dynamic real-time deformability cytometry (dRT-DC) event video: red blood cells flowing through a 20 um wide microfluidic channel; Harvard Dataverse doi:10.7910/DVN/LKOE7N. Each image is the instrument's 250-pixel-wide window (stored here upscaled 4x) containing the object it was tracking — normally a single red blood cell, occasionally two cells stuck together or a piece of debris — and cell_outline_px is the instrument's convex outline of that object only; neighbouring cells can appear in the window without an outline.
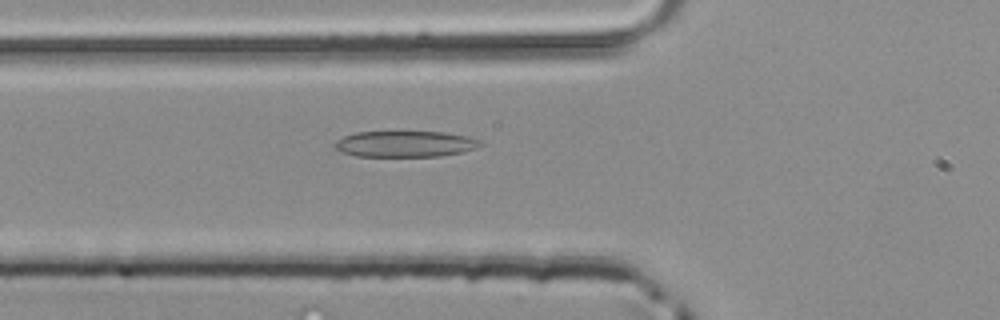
{"species": "common noctule bat (a hibernating species)", "species_latin": "Nyctalus noctula", "temperature_condition": "room temperature", "stored_images_in_passage": 36, "camera_frame_rate_fps": 3000, "um_per_image_px": 0.085, "animal": {"sex": "male", "body_mass_g": 20.4}, "frame": {"image": 1, "passage_image": 11, "time_ms": 3.333, "image_size_px": [1000, 320], "cell_outline_px": [[484, 144], [476, 148], [464, 152], [440, 156], [356, 156], [344, 152], [336, 148], [332, 144], [336, 140], [344, 136], [356, 132], [444, 132], [468, 136], [480, 140]], "centroid_in_image_um": [34.47, 12.23], "position_along_channel_um": 91.3, "area_um2": 22.14}}
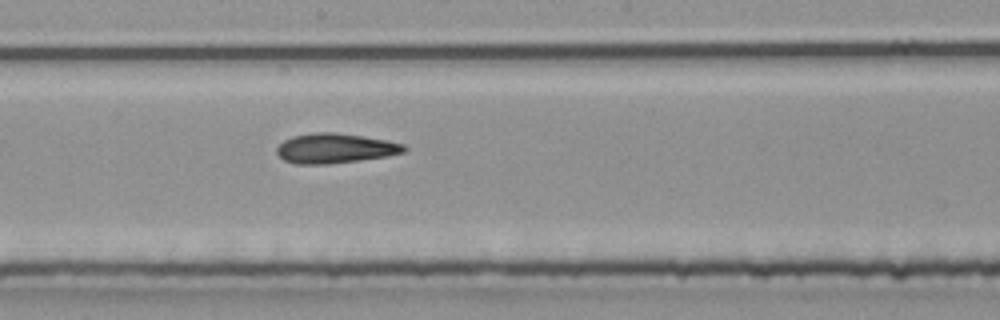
{"frame": {"image": 2, "passage_image": 20, "time_ms": 6.333, "image_size_px": [1000, 320], "cell_outline_px": [[408, 148], [404, 152], [388, 156], [360, 160], [328, 164], [292, 164], [284, 160], [276, 152], [276, 148], [284, 140], [292, 136], [312, 132], [332, 132], [364, 136], [388, 140], [404, 144]], "centroid_in_image_um": [28.48, 12.6], "position_along_channel_um": 219.7, "area_um2": 22.31}}
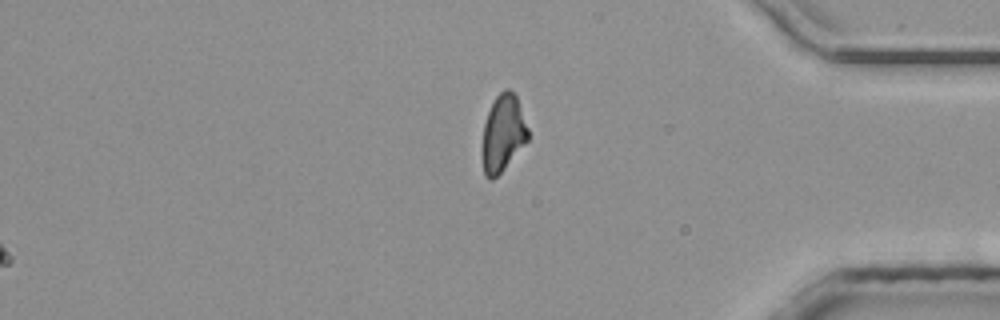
{"frame": {"image": 3, "passage_image": 34, "time_ms": 11.0, "image_size_px": [1000, 320], "cell_outline_px": [[528, 140], [504, 168], [492, 180], [488, 180], [484, 176], [480, 152], [484, 124], [488, 112], [496, 96], [504, 88], [508, 88], [516, 96], [528, 128]], "centroid_in_image_um": [42.71, 11.36], "position_along_channel_um": 392.5, "area_um2": 20.58}}